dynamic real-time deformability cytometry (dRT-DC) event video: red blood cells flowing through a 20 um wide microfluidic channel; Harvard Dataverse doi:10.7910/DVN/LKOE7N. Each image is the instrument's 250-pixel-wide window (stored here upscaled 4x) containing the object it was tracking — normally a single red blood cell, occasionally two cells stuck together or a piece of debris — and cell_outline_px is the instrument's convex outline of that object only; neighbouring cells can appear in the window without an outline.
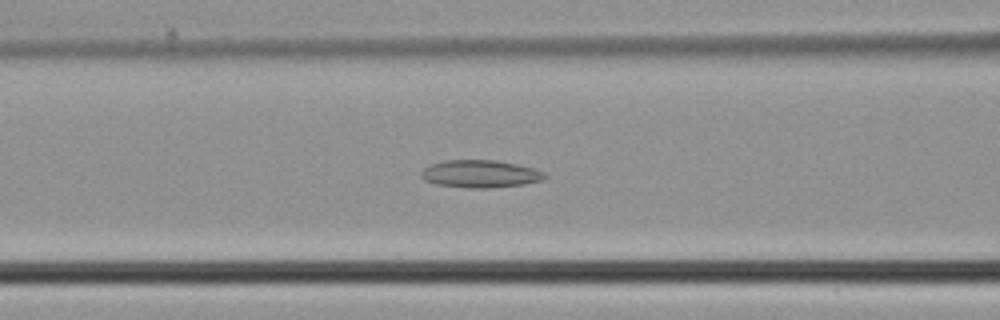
{"species": "common noctule bat (a hibernating species)", "species_latin": "Nyctalus noctula", "temperature_condition": "cold", "stored_images_in_passage": 48, "camera_frame_rate_fps": 3000, "um_per_image_px": 0.085, "animal": {"sex": "male", "body_mass_g": 21.5, "forearm_length_mm": 52.0}, "frame": {"image": 1, "passage_image": 19, "time_ms": 6.0, "image_size_px": [1000, 320], "cell_outline_px": [[548, 176], [544, 180], [524, 184], [488, 188], [468, 188], [436, 184], [424, 180], [420, 176], [420, 172], [424, 168], [432, 164], [444, 160], [496, 160], [536, 168], [544, 172]], "centroid_in_image_um": [40.84, 14.78], "position_along_channel_um": 125.8, "area_um2": 20.0}}
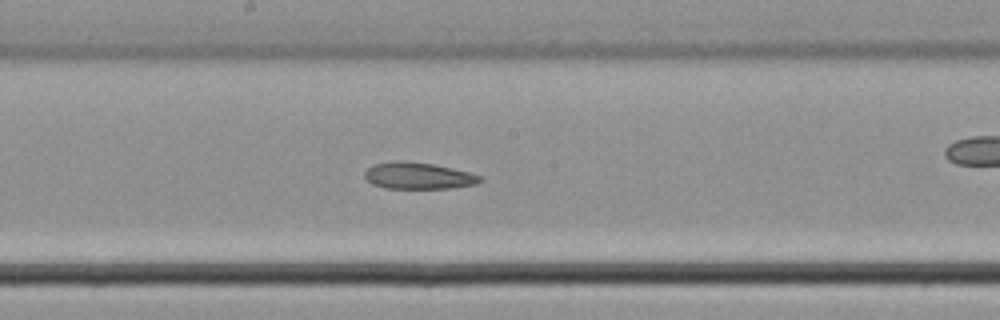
{"frame": {"image": 2, "passage_image": 25, "time_ms": 8.0, "image_size_px": [1000, 320], "cell_outline_px": [[484, 180], [476, 184], [452, 188], [384, 188], [372, 184], [364, 176], [364, 172], [372, 164], [396, 160], [400, 160], [432, 164], [452, 168], [484, 176]], "centroid_in_image_um": [35.56, 14.94], "position_along_channel_um": 212.6, "area_um2": 18.03}}
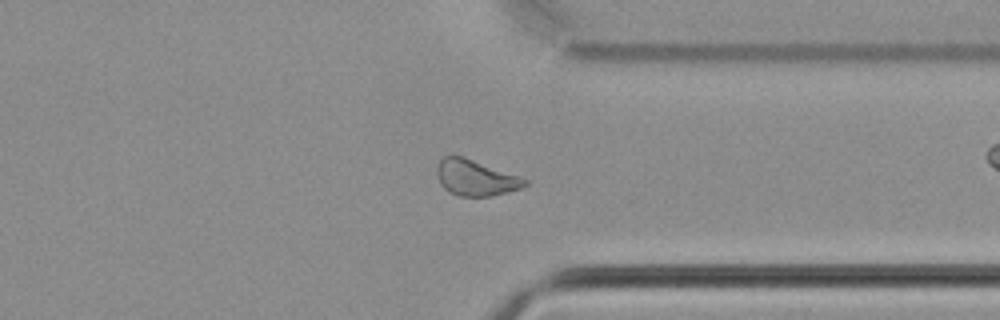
{"frame": {"image": 3, "passage_image": 36, "time_ms": 11.667, "image_size_px": [1000, 320], "cell_outline_px": [[528, 184], [520, 188], [508, 192], [492, 196], [456, 196], [448, 192], [440, 184], [436, 172], [436, 168], [440, 160], [444, 156], [464, 156], [520, 176], [528, 180]], "centroid_in_image_um": [40.42, 15.11], "position_along_channel_um": 371.0, "area_um2": 18.55}}